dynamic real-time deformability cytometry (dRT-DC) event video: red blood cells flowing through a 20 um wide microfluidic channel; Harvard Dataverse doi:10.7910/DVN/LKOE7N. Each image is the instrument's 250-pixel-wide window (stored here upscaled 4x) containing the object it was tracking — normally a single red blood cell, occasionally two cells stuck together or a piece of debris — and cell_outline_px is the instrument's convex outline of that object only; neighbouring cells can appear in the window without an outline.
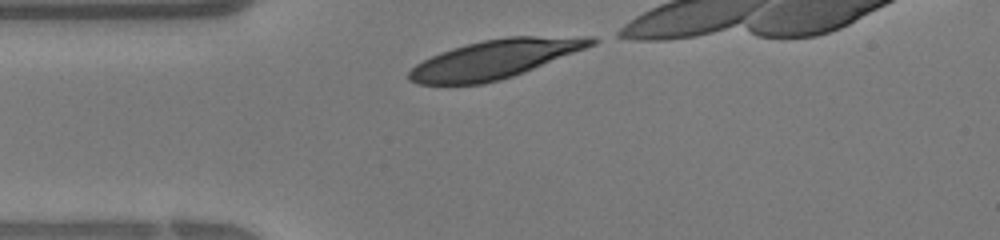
{"species": "human", "species_latin": "Homo sapiens", "temperature_condition": "warm", "stored_images_in_passage": 23, "camera_frame_rate_fps": 3000, "um_per_image_px": 0.085, "donor": {"sex": "female"}, "frame": {"image": 1, "passage_image": 1, "time_ms": 0.0, "image_size_px": [1000, 240], "cell_outline_px": [[596, 44], [524, 72], [500, 80], [484, 84], [416, 84], [408, 80], [408, 72], [416, 64], [440, 52], [452, 48], [484, 40], [508, 36], [592, 36], [596, 40]], "centroid_in_image_um": [42.07, 5.02], "position_along_channel_um": 42.9, "area_um2": 40.81}}
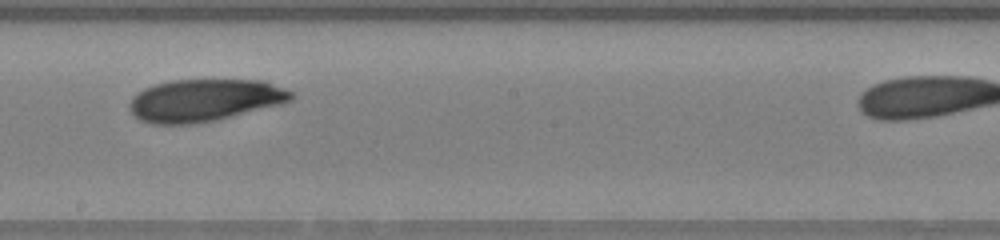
{"frame": {"image": 2, "passage_image": 13, "time_ms": 4.0, "image_size_px": [1000, 240], "cell_outline_px": [[296, 96], [292, 100], [280, 104], [216, 120], [192, 124], [152, 124], [140, 120], [128, 108], [128, 104], [132, 96], [144, 88], [156, 84], [172, 80], [264, 80], [296, 92]], "centroid_in_image_um": [17.4, 8.51], "position_along_channel_um": 230.8, "area_um2": 40.06}}
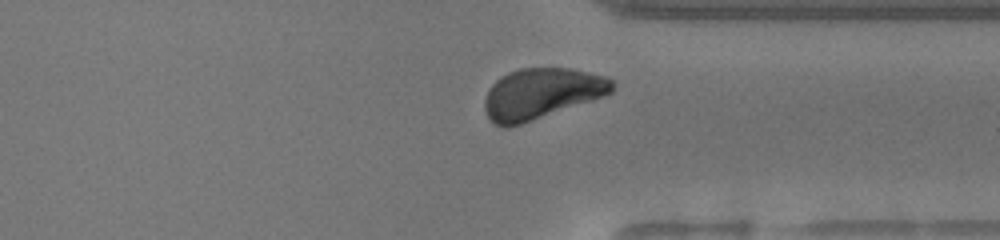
{"frame": {"image": 3, "passage_image": 21, "time_ms": 6.667, "image_size_px": [1000, 240], "cell_outline_px": [[616, 84], [612, 92], [592, 100], [508, 128], [500, 128], [488, 116], [484, 108], [484, 100], [492, 84], [500, 76], [508, 72], [520, 68], [568, 68], [608, 76]], "centroid_in_image_um": [46.02, 7.94], "position_along_channel_um": 365.4, "area_um2": 37.51}}